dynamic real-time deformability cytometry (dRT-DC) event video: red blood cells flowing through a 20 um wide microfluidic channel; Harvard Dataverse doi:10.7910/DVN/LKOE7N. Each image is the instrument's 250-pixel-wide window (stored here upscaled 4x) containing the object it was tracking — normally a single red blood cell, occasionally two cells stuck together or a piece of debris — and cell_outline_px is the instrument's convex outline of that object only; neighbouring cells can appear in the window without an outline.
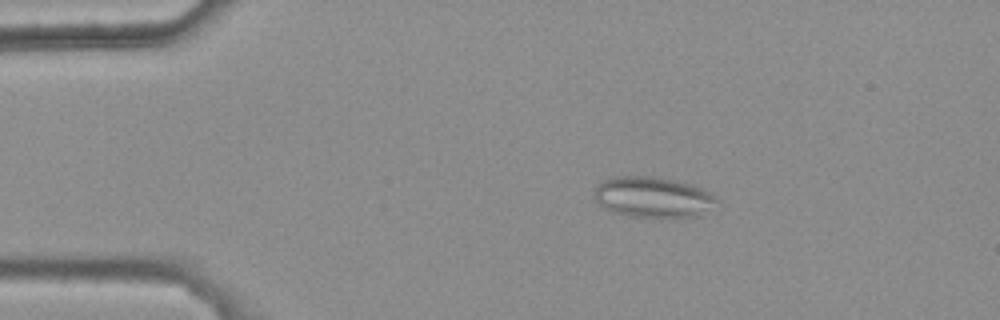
{"species": "common noctule bat (a hibernating species)", "species_latin": "Nyctalus noctula", "temperature_condition": "warm", "stored_images_in_passage": 45, "camera_frame_rate_fps": 3000, "um_per_image_px": 0.085, "animal": {"sex": "female", "body_mass_g": 25.1}, "frame": {"image": 1, "passage_image": 9, "time_ms": 2.667, "image_size_px": [1000, 320], "cell_outline_px": [[720, 200], [700, 216], [668, 220], [628, 216], [604, 208], [592, 196], [592, 192], [604, 180], [612, 176], [656, 176], [676, 180], [692, 184], [708, 192]], "centroid_in_image_um": [55.52, 16.79], "position_along_channel_um": 29.5, "area_um2": 29.88}}
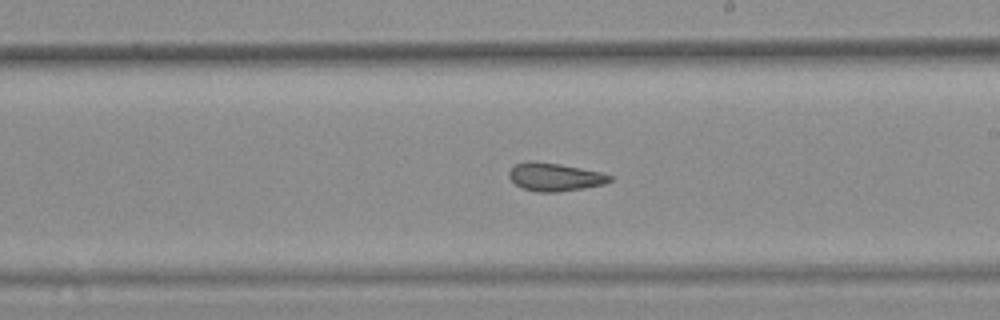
{"frame": {"image": 2, "passage_image": 30, "time_ms": 9.667, "image_size_px": [1000, 320], "cell_outline_px": [[612, 180], [604, 184], [584, 188], [560, 192], [536, 192], [520, 188], [508, 176], [508, 172], [512, 164], [528, 160], [536, 160], [560, 164], [600, 172], [612, 176]], "centroid_in_image_um": [47.09, 15.03], "position_along_channel_um": 241.9, "area_um2": 16.82}}
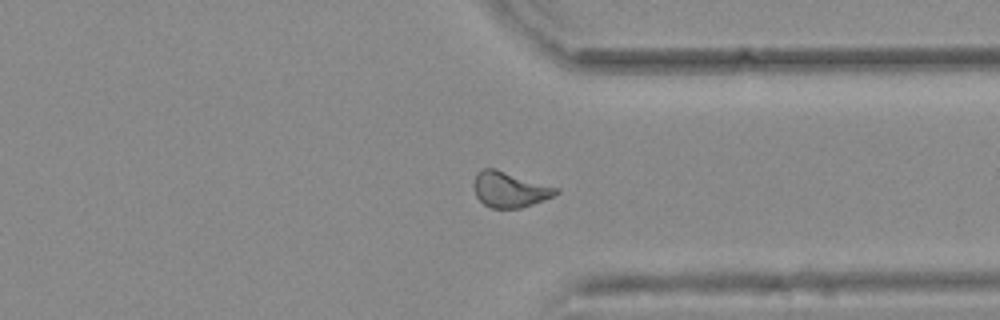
{"frame": {"image": 3, "passage_image": 40, "time_ms": 13.0, "image_size_px": [1000, 320], "cell_outline_px": [[560, 192], [544, 200], [520, 208], [492, 208], [484, 204], [476, 196], [472, 184], [476, 172], [484, 168], [496, 168], [560, 188]], "centroid_in_image_um": [43.31, 16.09], "position_along_channel_um": 368.1, "area_um2": 17.22}, "authors_computed_cell_mechanics": {"area_um2": 17.34, "velocity_mm_per_s": 3.8001, "shape_relaxation_time_tau1_ms": null, "shape_relaxation_time_tau2_ms": 3.0211, "deformation_change_tau1": null, "deformation_change_tau2": 0.083}}